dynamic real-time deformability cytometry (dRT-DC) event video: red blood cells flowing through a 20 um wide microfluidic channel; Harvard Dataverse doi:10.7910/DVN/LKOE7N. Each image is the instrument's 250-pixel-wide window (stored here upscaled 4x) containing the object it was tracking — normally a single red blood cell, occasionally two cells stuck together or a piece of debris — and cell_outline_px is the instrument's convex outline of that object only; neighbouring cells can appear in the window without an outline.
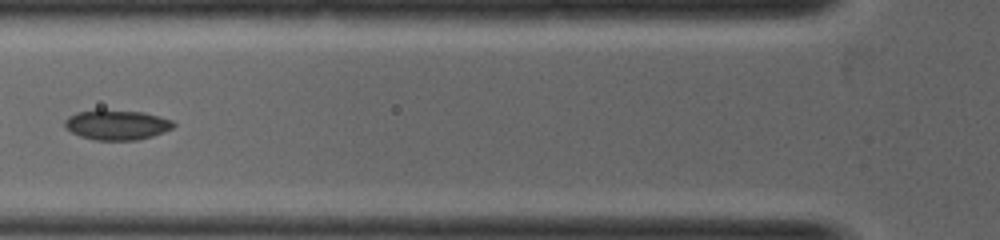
{"species": "common noctule bat (a hibernating species)", "species_latin": "Nyctalus noctula", "temperature_condition": "warm", "stored_images_in_passage": 28, "camera_frame_rate_fps": 5000, "um_per_image_px": 0.085, "animal": {"sex": "female", "body_mass_g": 19.0, "forearm_length_mm": 53.3}, "frame": {"image": 1, "passage_image": 5, "time_ms": 0.8, "image_size_px": [1000, 240], "cell_outline_px": [[176, 124], [172, 128], [164, 132], [152, 136], [136, 140], [96, 140], [80, 136], [64, 128], [64, 120], [68, 116], [76, 112], [96, 108], [144, 112], [160, 116], [172, 120]], "centroid_in_image_um": [9.9, 10.58], "position_along_channel_um": 115.9, "area_um2": 19.42}}